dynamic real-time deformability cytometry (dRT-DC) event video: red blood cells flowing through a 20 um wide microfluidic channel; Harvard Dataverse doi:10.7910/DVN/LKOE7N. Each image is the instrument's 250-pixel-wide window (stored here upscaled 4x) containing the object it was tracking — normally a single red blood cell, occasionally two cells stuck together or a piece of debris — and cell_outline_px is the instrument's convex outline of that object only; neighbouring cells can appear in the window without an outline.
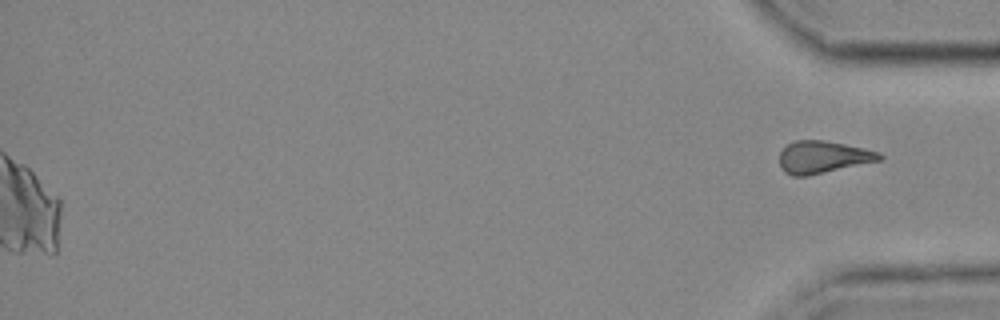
{"species": "common noctule bat (a hibernating species)", "species_latin": "Nyctalus noctula", "temperature_condition": "cold", "stored_images_in_passage": 56, "segment_of_instrument_passage": [2, 2], "camera_frame_rate_fps": 3000, "um_per_image_px": 0.085, "animal": {"sex": "female", "body_mass_g": 25.1}, "frame": {"image": 1, "passage_image": 56, "time_ms": 18.333, "image_size_px": [1000, 320], "cell_outline_px": [[884, 156], [880, 160], [808, 176], [792, 176], [784, 172], [780, 168], [780, 152], [788, 144], [796, 140], [824, 140], [864, 148], [880, 152]], "centroid_in_image_um": [69.94, 13.36], "position_along_channel_um": 365.3, "area_um2": 18.79}}